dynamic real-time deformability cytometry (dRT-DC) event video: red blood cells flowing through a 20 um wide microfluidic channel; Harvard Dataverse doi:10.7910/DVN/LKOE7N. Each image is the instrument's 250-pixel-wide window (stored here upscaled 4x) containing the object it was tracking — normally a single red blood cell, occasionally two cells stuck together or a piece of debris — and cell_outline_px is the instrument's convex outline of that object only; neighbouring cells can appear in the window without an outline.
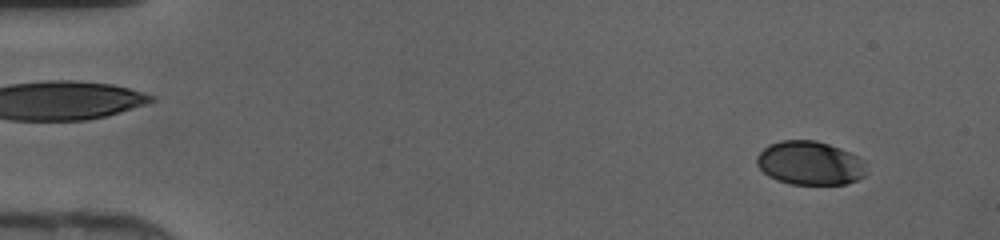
{"species": "human", "species_latin": "Homo sapiens", "temperature_condition": "cold", "stored_images_in_passage": 46, "camera_frame_rate_fps": 3000, "um_per_image_px": 0.085, "donor": {"sex": "female"}, "frame": {"image": 1, "passage_image": 4, "time_ms": 1.0, "image_size_px": [1000, 240], "cell_outline_px": [[864, 176], [856, 180], [844, 184], [792, 184], [776, 180], [768, 176], [756, 164], [756, 156], [768, 144], [780, 140], [816, 140], [840, 148], [864, 160]], "centroid_in_image_um": [68.8, 13.85], "position_along_channel_um": 16.2, "area_um2": 27.86}}
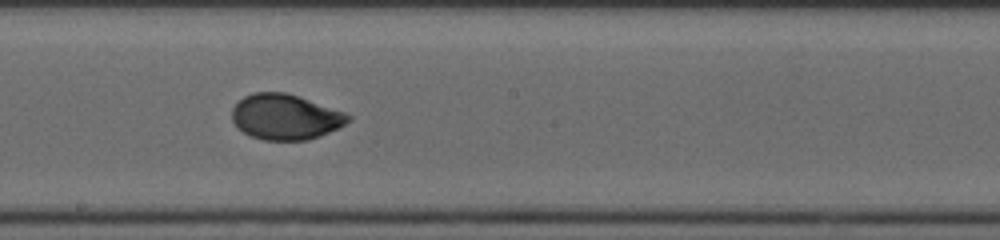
{"frame": {"image": 2, "passage_image": 26, "time_ms": 8.333, "image_size_px": [1000, 240], "cell_outline_px": [[352, 120], [320, 136], [308, 140], [264, 140], [252, 136], [244, 132], [232, 120], [232, 108], [244, 96], [252, 92], [284, 92], [300, 96], [344, 112], [352, 116]], "centroid_in_image_um": [24.27, 9.92], "position_along_channel_um": 223.9, "area_um2": 30.63}}
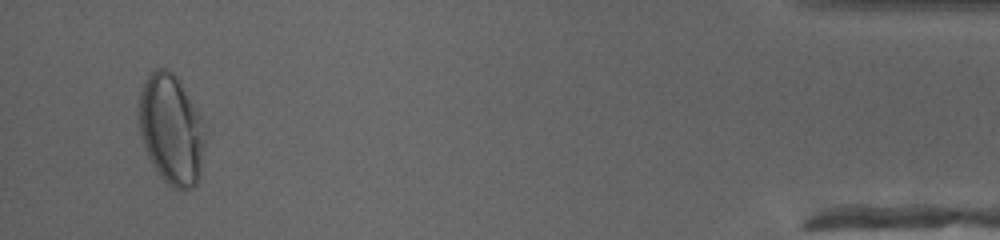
{"frame": {"image": 3, "passage_image": 44, "time_ms": 14.333, "image_size_px": [1000, 240], "cell_outline_px": [[204, 148], [200, 180], [192, 188], [172, 188], [156, 172], [144, 148], [140, 132], [136, 108], [140, 92], [144, 80], [148, 72], [156, 68], [164, 68], [172, 72], [180, 80], [200, 116], [204, 136]], "centroid_in_image_um": [14.51, 10.98], "position_along_channel_um": 420.7, "area_um2": 42.95}}